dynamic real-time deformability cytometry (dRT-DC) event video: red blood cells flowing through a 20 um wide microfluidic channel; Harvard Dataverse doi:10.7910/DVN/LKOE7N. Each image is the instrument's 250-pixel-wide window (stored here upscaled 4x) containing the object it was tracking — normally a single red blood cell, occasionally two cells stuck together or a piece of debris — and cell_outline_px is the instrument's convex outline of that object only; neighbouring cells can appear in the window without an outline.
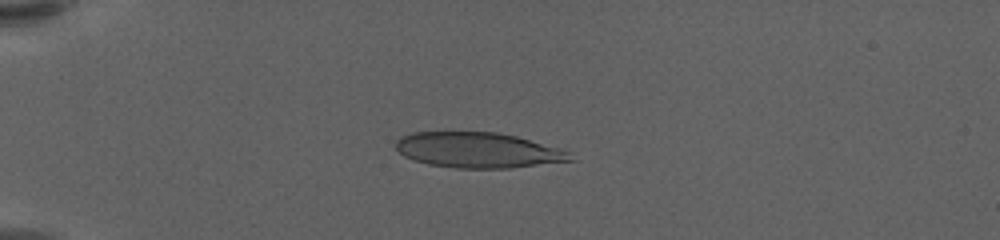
{"species": "human", "species_latin": "Homo sapiens", "temperature_condition": "warm", "stored_images_in_passage": 43, "camera_frame_rate_fps": 3000, "um_per_image_px": 0.085, "donor": {"sex": "female"}, "frame": {"image": 1, "passage_image": 1, "time_ms": 0.0, "image_size_px": [1000, 240], "cell_outline_px": [[576, 160], [508, 168], [456, 168], [428, 164], [404, 156], [396, 148], [396, 140], [412, 132], [496, 132], [516, 136], [560, 148], [572, 152]], "centroid_in_image_um": [40.68, 12.76], "position_along_channel_um": 44.3, "area_um2": 35.95}}
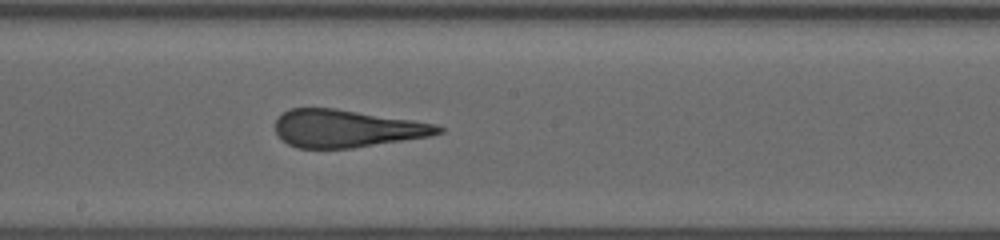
{"frame": {"image": 2, "passage_image": 19, "time_ms": 6.0, "image_size_px": [1000, 240], "cell_outline_px": [[444, 132], [428, 136], [352, 148], [296, 148], [280, 140], [276, 132], [276, 120], [284, 112], [292, 108], [336, 108], [412, 120], [436, 124], [444, 128]], "centroid_in_image_um": [29.44, 10.92], "position_along_channel_um": 218.8, "area_um2": 35.49}}
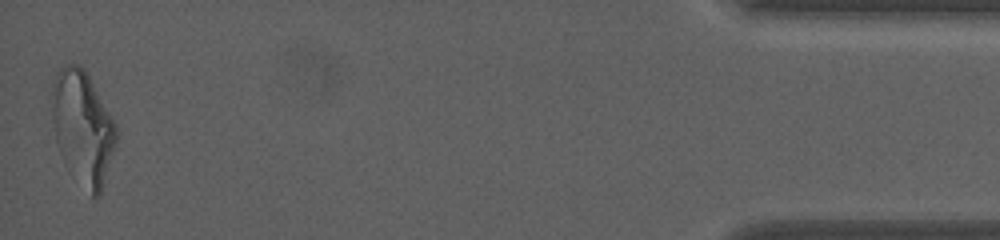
{"frame": {"image": 3, "passage_image": 43, "time_ms": 14.0, "image_size_px": [1000, 240], "cell_outline_px": [[116, 144], [100, 196], [92, 196], [56, 140], [48, 96], [56, 72], [60, 68], [68, 64], [80, 64], [84, 68], [112, 116], [116, 124]], "centroid_in_image_um": [7.03, 10.67], "position_along_channel_um": 428.2, "area_um2": 41.27}, "authors_computed_cell_mechanics": {"area_um2": 37.2232, "velocity_mm_per_s": 3.5899, "shape_relaxation_time_tau1_ms": 9.2197, "shape_relaxation_time_tau2_ms": 1.2233, "deformation_change_tau1": 0.3189, "deformation_change_tau2": 0.1225}}